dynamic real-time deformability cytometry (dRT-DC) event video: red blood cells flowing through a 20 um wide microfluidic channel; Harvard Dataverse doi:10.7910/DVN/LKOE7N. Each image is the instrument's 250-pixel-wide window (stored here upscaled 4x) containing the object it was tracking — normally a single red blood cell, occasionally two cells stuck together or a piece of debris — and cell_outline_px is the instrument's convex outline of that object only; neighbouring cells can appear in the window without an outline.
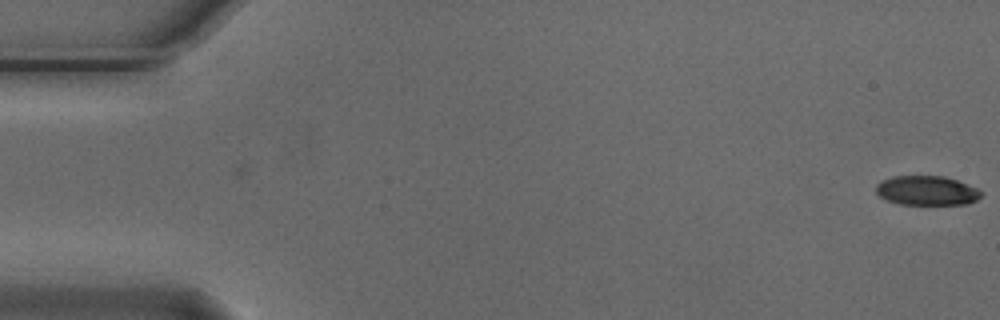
{"species": "Egyptian fruit bat (a non-hibernating species)", "species_latin": "Rousettus aegyptiacus", "temperature_condition": "cold", "stored_images_in_passage": 5, "segment_of_instrument_passage": [2, 2], "camera_frame_rate_fps": 3000, "um_per_image_px": 0.085, "animal": {"sex": "male"}, "frame": {"image": 1, "passage_image": 5, "time_ms": 1.333, "image_size_px": [1000, 320], "cell_outline_px": [[980, 196], [976, 200], [968, 204], [900, 204], [884, 200], [876, 192], [876, 184], [880, 180], [892, 176], [944, 176], [956, 180], [976, 188], [980, 192]], "centroid_in_image_um": [78.71, 16.2], "position_along_channel_um": 6.3, "area_um2": 17.98}}